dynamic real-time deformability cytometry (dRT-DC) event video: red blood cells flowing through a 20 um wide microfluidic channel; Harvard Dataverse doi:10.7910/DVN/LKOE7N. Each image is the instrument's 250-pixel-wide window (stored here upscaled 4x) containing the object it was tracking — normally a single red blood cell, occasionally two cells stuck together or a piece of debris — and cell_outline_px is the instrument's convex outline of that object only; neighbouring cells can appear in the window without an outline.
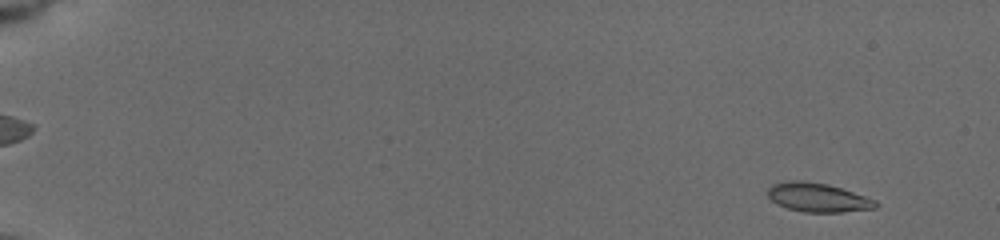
{"species": "common noctule bat (a hibernating species)", "species_latin": "Nyctalus noctula", "temperature_condition": "cold", "stored_images_in_passage": 57, "camera_frame_rate_fps": 3000, "um_per_image_px": 0.085, "animal": {"sex": "female", "body_mass_g": 19.5, "forearm_length_mm": 54.1}, "frame": {"image": 1, "passage_image": 5, "time_ms": 1.333, "image_size_px": [1000, 240], "cell_outline_px": [[880, 204], [876, 208], [840, 212], [804, 212], [788, 208], [776, 204], [768, 196], [768, 188], [772, 184], [784, 180], [800, 180], [828, 184], [876, 200]], "centroid_in_image_um": [69.49, 16.78], "position_along_channel_um": 15.5, "area_um2": 18.21}}
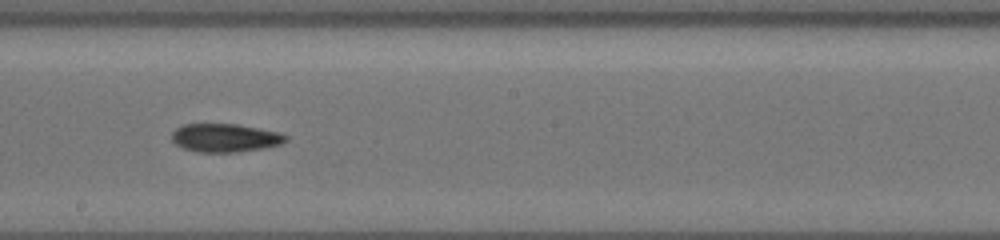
{"frame": {"image": 2, "passage_image": 35, "time_ms": 11.333, "image_size_px": [1000, 240], "cell_outline_px": [[288, 140], [280, 144], [264, 148], [236, 152], [196, 152], [184, 148], [176, 144], [172, 140], [172, 132], [176, 128], [184, 124], [236, 124], [280, 132], [288, 136]], "centroid_in_image_um": [19.14, 11.71], "position_along_channel_um": 229.1, "area_um2": 18.84}}
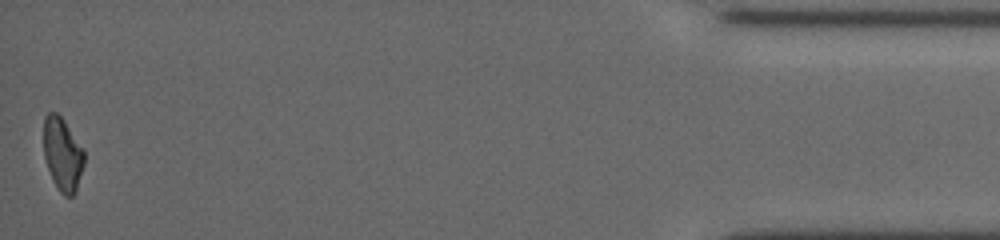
{"frame": {"image": 3, "passage_image": 57, "time_ms": 18.667, "image_size_px": [1000, 240], "cell_outline_px": [[84, 164], [76, 192], [72, 196], [64, 196], [56, 188], [52, 180], [44, 156], [44, 116], [48, 112], [56, 112], [64, 120], [84, 152]], "centroid_in_image_um": [5.3, 13.13], "position_along_channel_um": 429.9, "area_um2": 17.22}, "authors_computed_cell_mechanics": {"area_um2": 18.3804, "velocity_mm_per_s": 3.7621, "shape_relaxation_time_tau1_ms": 6.6413, "shape_relaxation_time_tau2_ms": null, "deformation_change_tau1": 0.1632, "deformation_change_tau2": null}}